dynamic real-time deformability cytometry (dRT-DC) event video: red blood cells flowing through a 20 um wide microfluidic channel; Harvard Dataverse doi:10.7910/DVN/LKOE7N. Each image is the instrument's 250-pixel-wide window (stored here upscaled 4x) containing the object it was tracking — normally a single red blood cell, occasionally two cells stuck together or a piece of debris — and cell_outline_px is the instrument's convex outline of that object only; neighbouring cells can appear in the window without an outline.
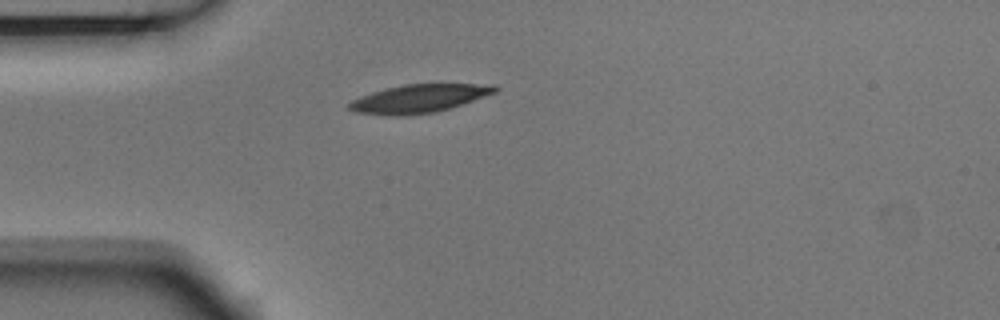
{"species": "Egyptian fruit bat (a non-hibernating species)", "species_latin": "Rousettus aegyptiacus", "temperature_condition": "room temperature", "stored_images_in_passage": 5, "camera_frame_rate_fps": 3000, "um_per_image_px": 0.085, "animal": {"sex": "male"}, "frame": {"image": 1, "passage_image": 5, "time_ms": 1.333, "image_size_px": [1000, 320], "cell_outline_px": [[500, 88], [496, 92], [448, 108], [432, 112], [404, 116], [392, 116], [352, 112], [348, 108], [348, 104], [352, 100], [360, 96], [384, 88], [404, 84], [496, 84]], "centroid_in_image_um": [35.56, 8.37], "position_along_channel_um": 49.4, "area_um2": 23.93}}